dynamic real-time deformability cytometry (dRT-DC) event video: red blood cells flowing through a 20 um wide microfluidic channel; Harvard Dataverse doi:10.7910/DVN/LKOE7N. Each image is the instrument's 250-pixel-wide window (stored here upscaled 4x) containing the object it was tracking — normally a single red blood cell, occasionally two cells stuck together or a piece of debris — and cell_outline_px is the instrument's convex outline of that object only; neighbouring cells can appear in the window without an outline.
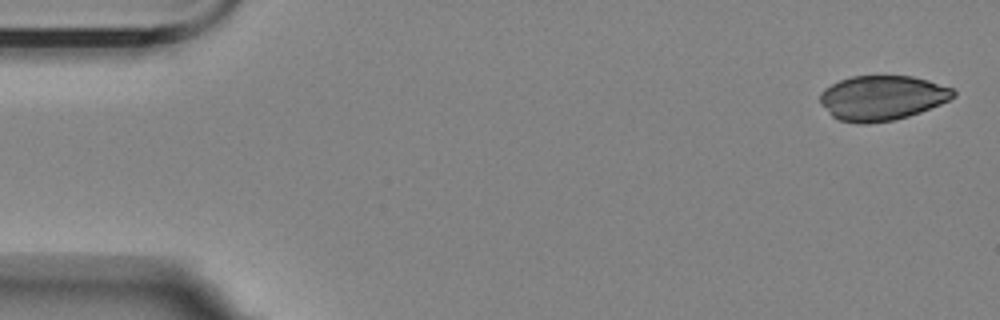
{"species": "Egyptian fruit bat (a non-hibernating species)", "species_latin": "Rousettus aegyptiacus", "temperature_condition": "room temperature", "stored_images_in_passage": 5, "camera_frame_rate_fps": 3000, "um_per_image_px": 0.085, "animal": {"sex": "female"}, "frame": {"image": 1, "passage_image": 1, "time_ms": 0.0, "image_size_px": [1000, 320], "cell_outline_px": [[956, 96], [940, 104], [920, 112], [908, 116], [892, 120], [864, 124], [860, 124], [840, 120], [832, 116], [820, 104], [820, 96], [824, 88], [840, 80], [852, 76], [912, 76], [928, 80], [952, 88], [956, 92]], "centroid_in_image_um": [74.97, 8.32], "position_along_channel_um": 10.0, "area_um2": 34.68}}